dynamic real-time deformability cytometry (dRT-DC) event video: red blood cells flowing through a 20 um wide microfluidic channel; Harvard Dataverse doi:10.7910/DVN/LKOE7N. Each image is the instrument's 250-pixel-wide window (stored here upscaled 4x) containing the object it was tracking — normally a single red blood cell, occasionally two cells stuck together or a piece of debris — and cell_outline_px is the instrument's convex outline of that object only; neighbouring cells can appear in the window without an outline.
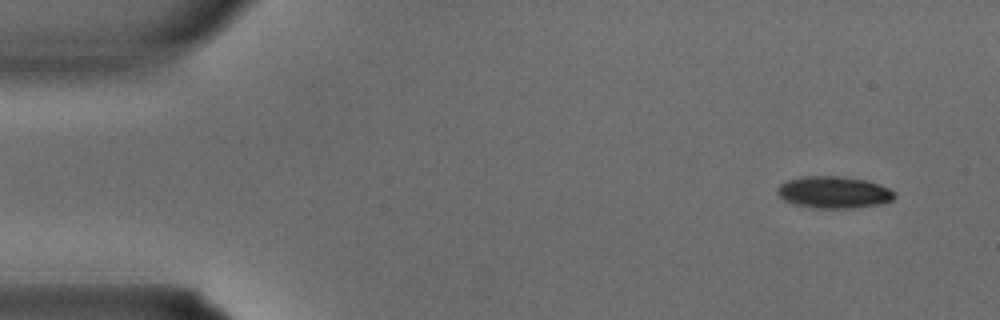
{"species": "common noctule bat (a hibernating species)", "species_latin": "Nyctalus noctula", "temperature_condition": "warm", "stored_images_in_passage": 2, "camera_frame_rate_fps": 3000, "um_per_image_px": 0.085, "animal": {"sex": "male", "body_mass_g": 15.6}, "frame": {"image": 1, "passage_image": 2, "time_ms": 0.333, "image_size_px": [1000, 320], "cell_outline_px": [[896, 196], [892, 200], [880, 204], [852, 208], [816, 208], [792, 204], [784, 200], [776, 192], [776, 188], [780, 184], [788, 180], [804, 176], [836, 176], [864, 180], [880, 184], [896, 192]], "centroid_in_image_um": [70.86, 16.35], "position_along_channel_um": 14.1, "area_um2": 21.79}}